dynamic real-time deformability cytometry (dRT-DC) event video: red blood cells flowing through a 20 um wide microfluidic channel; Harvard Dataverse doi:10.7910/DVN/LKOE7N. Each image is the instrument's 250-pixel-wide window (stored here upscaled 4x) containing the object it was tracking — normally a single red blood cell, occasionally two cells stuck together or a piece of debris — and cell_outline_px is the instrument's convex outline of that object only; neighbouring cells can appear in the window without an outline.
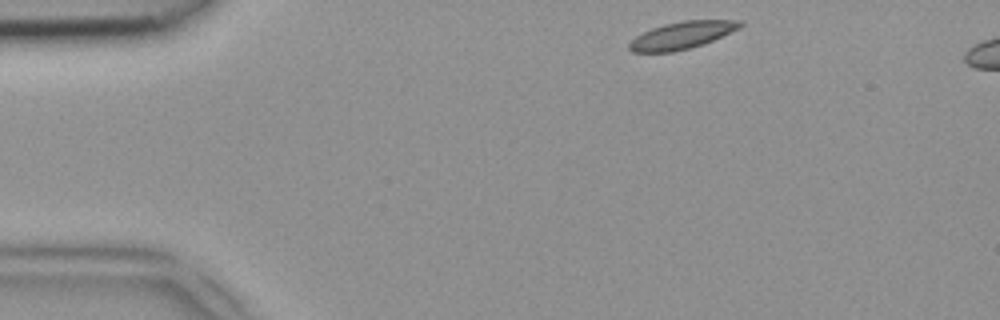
{"species": "common noctule bat (a hibernating species)", "species_latin": "Nyctalus noctula", "temperature_condition": "room temperature", "stored_images_in_passage": 41, "camera_frame_rate_fps": 3000, "um_per_image_px": 0.085, "animal": {"sex": "female", "body_mass_g": 18.4}, "frame": {"image": 1, "passage_image": 1, "time_ms": 0.0, "image_size_px": [1000, 320], "cell_outline_px": [[744, 24], [740, 28], [704, 44], [672, 52], [632, 52], [628, 48], [628, 44], [636, 36], [652, 28], [664, 24], [684, 20], [744, 20]], "centroid_in_image_um": [57.99, 2.99], "position_along_channel_um": 27.0, "area_um2": 17.57}}
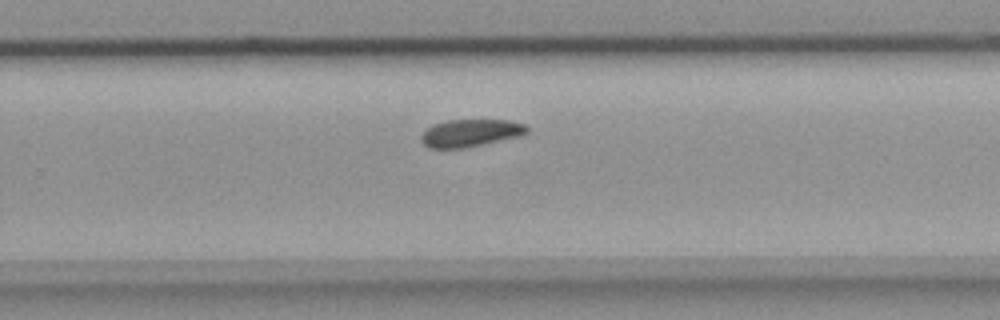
{"frame": {"image": 2, "passage_image": 25, "time_ms": 8.0, "image_size_px": [1000, 320], "cell_outline_px": [[528, 132], [516, 136], [484, 144], [464, 148], [428, 148], [420, 140], [420, 136], [432, 124], [448, 120], [512, 120], [524, 124], [528, 128]], "centroid_in_image_um": [39.95, 11.3], "position_along_channel_um": 289.8, "area_um2": 16.82}}
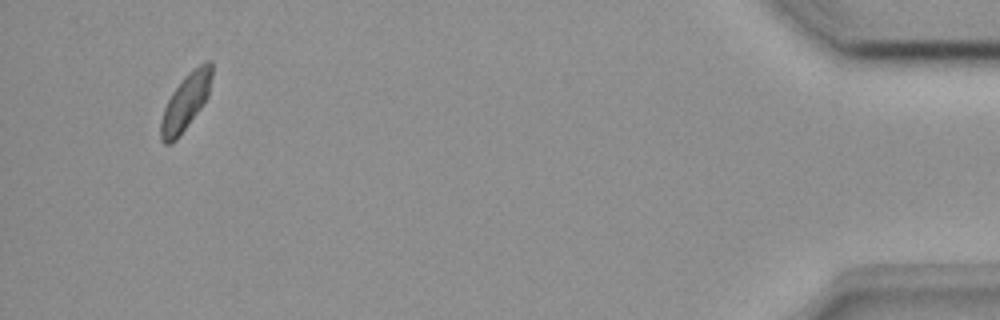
{"frame": {"image": 3, "passage_image": 40, "time_ms": 13.0, "image_size_px": [1000, 320], "cell_outline_px": [[212, 76], [208, 96], [204, 104], [176, 140], [172, 144], [164, 144], [160, 140], [160, 120], [164, 108], [172, 92], [184, 76], [188, 72], [200, 64], [208, 60], [212, 60]], "centroid_in_image_um": [15.77, 8.68], "position_along_channel_um": 419.4, "area_um2": 16.88}}